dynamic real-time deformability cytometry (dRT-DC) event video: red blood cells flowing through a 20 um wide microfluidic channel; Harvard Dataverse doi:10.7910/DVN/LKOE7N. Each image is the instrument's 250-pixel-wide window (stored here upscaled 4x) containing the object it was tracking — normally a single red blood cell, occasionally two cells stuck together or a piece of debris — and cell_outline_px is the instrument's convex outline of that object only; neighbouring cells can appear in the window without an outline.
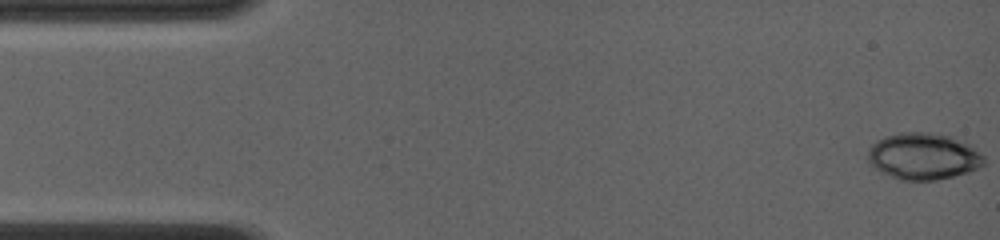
{"species": "common noctule bat (a hibernating species)", "species_latin": "Nyctalus noctula", "temperature_condition": "room temperature", "stored_images_in_passage": 17, "camera_frame_rate_fps": 4000, "um_per_image_px": 0.085, "animal": {"sex": "female", "body_mass_g": 19.0, "forearm_length_mm": 56.7}, "frame": {"image": 1, "passage_image": 1, "time_ms": 0.0, "image_size_px": [1000, 240], "cell_outline_px": [[984, 164], [968, 172], [936, 180], [900, 180], [880, 172], [868, 164], [868, 148], [876, 140], [900, 132], [932, 132], [948, 136], [972, 144], [984, 156]], "centroid_in_image_um": [78.47, 13.28], "position_along_channel_um": 6.5, "area_um2": 31.73}}